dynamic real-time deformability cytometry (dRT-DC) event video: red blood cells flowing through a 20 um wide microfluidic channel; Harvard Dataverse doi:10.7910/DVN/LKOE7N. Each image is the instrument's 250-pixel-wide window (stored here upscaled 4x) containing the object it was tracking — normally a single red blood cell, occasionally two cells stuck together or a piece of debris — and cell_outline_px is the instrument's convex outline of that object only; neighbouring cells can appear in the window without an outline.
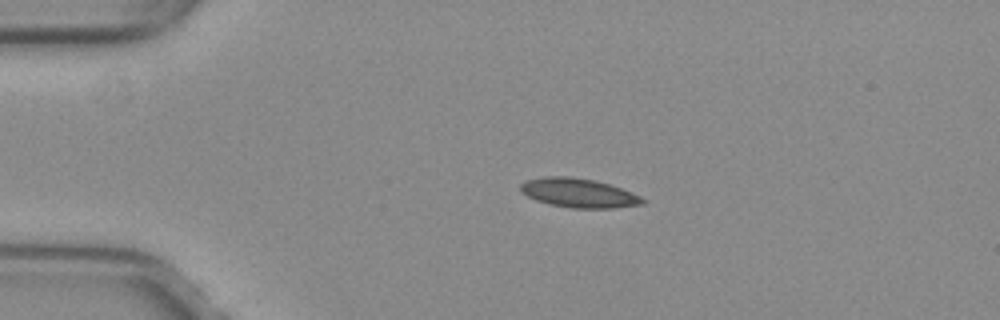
{"species": "common noctule bat (a hibernating species)", "species_latin": "Nyctalus noctula", "temperature_condition": "warm", "stored_images_in_passage": 41, "camera_frame_rate_fps": 3000, "um_per_image_px": 0.085, "animal": {"sex": "female", "body_mass_g": 29.2, "forearm_length_mm": 56.3}, "frame": {"image": 1, "passage_image": 1, "time_ms": 0.0, "image_size_px": [1000, 320], "cell_outline_px": [[644, 204], [612, 208], [572, 208], [548, 204], [536, 200], [520, 192], [520, 184], [524, 180], [544, 176], [568, 176], [596, 180], [620, 188], [640, 196], [644, 200]], "centroid_in_image_um": [49.13, 16.39], "position_along_channel_um": 35.9, "area_um2": 20.75}}
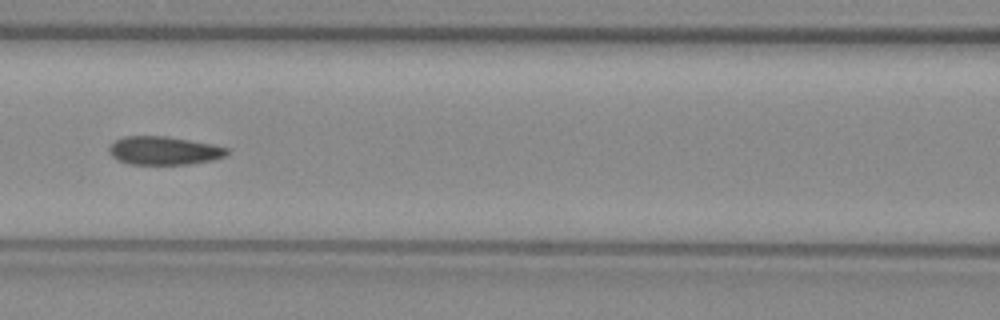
{"frame": {"image": 2, "passage_image": 13, "time_ms": 4.0, "image_size_px": [1000, 320], "cell_outline_px": [[232, 148], [228, 156], [212, 160], [188, 164], [128, 164], [116, 160], [108, 152], [108, 148], [116, 140], [124, 136], [164, 136], [216, 144]], "centroid_in_image_um": [14.0, 12.8], "position_along_channel_um": 152.6, "area_um2": 19.83}}
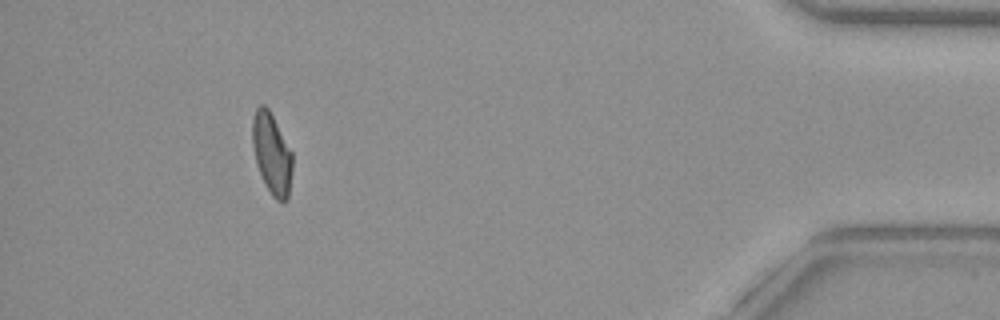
{"frame": {"image": 3, "passage_image": 37, "time_ms": 12.0, "image_size_px": [1000, 320], "cell_outline_px": [[292, 172], [288, 200], [284, 204], [276, 200], [272, 196], [264, 184], [256, 160], [252, 144], [252, 120], [256, 108], [260, 104], [264, 104], [268, 108], [292, 152]], "centroid_in_image_um": [23.11, 13.1], "position_along_channel_um": 412.1, "area_um2": 18.96}, "authors_computed_cell_mechanics": {"area_um2": 19.8254, "velocity_mm_per_s": 4.0082, "shape_relaxation_time_tau1_ms": null, "shape_relaxation_time_tau2_ms": 2.2353, "deformation_change_tau1": null, "deformation_change_tau2": 0.0636}}